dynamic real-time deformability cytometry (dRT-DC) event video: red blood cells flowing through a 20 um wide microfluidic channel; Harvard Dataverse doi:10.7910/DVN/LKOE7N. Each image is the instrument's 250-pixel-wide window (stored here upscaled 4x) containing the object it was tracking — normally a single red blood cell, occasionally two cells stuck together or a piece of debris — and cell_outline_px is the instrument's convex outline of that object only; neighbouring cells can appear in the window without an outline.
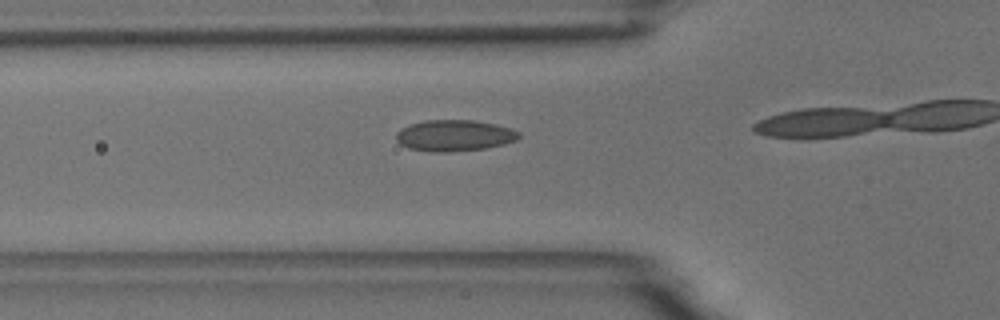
{"species": "common noctule bat (a hibernating species)", "species_latin": "Nyctalus noctula", "temperature_condition": "room temperature", "stored_images_in_passage": 13, "camera_frame_rate_fps": 3000, "um_per_image_px": 0.085, "animal": {"sex": "male", "body_mass_g": 18.8}, "frame": {"image": 1, "passage_image": 11, "time_ms": 3.333, "image_size_px": [1000, 320], "cell_outline_px": [[520, 136], [516, 140], [504, 144], [484, 148], [440, 152], [432, 152], [408, 148], [400, 144], [396, 140], [396, 132], [400, 128], [408, 124], [424, 120], [476, 120], [496, 124], [520, 132]], "centroid_in_image_um": [38.58, 11.5], "position_along_channel_um": 87.2, "area_um2": 22.37}}